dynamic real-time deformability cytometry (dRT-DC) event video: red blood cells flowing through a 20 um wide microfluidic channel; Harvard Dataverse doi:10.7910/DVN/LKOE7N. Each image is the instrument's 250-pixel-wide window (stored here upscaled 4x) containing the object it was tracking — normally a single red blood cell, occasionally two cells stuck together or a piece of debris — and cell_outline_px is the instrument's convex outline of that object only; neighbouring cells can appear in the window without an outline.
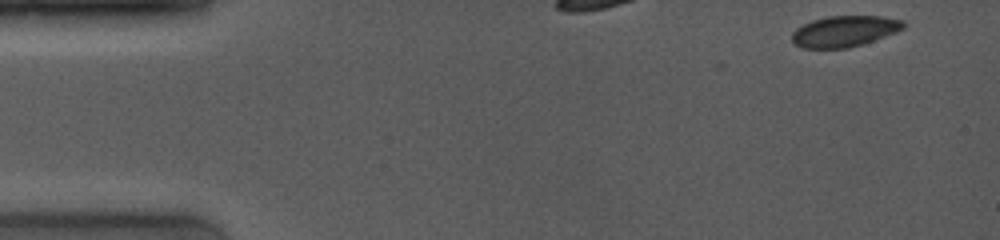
{"species": "common noctule bat (a hibernating species)", "species_latin": "Nyctalus noctula", "temperature_condition": "room temperature", "stored_images_in_passage": 4, "camera_frame_rate_fps": 4000, "um_per_image_px": 0.085, "animal": {"sex": "female", "body_mass_g": 19.0, "forearm_length_mm": 53.3}, "frame": {"image": 1, "passage_image": 1, "time_ms": 0.0, "image_size_px": [1000, 240], "cell_outline_px": [[904, 28], [896, 32], [848, 48], [804, 48], [796, 44], [792, 40], [792, 32], [796, 28], [812, 20], [828, 16], [884, 16], [904, 20]], "centroid_in_image_um": [71.78, 2.64], "position_along_channel_um": 13.2, "area_um2": 19.94}}